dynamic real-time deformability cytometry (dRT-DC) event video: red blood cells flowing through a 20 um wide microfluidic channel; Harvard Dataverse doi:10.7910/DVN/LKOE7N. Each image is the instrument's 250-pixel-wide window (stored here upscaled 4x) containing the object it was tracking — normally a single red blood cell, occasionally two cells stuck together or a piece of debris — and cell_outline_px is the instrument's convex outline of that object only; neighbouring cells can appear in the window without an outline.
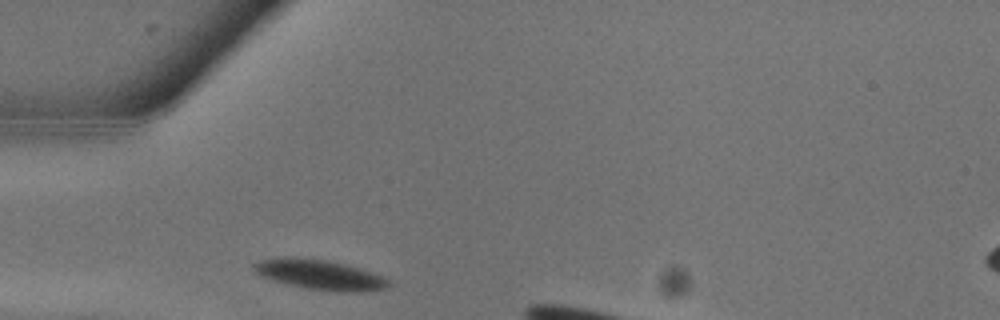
{"species": "common noctule bat (a hibernating species)", "species_latin": "Nyctalus noctula", "temperature_condition": "warm", "stored_images_in_passage": 7, "camera_frame_rate_fps": 3000, "um_per_image_px": 0.085, "animal": {"sex": "male", "body_mass_g": 13.3}, "frame": {"image": 1, "passage_image": 1, "time_ms": 0.0, "image_size_px": [1000, 320], "cell_outline_px": [[392, 284], [388, 288], [368, 292], [352, 292], [304, 288], [288, 284], [260, 276], [256, 272], [252, 264], [260, 260], [288, 256], [292, 256], [324, 260], [344, 264], [372, 272], [384, 276]], "centroid_in_image_um": [27.22, 23.35], "position_along_channel_um": 57.8, "area_um2": 23.47}}
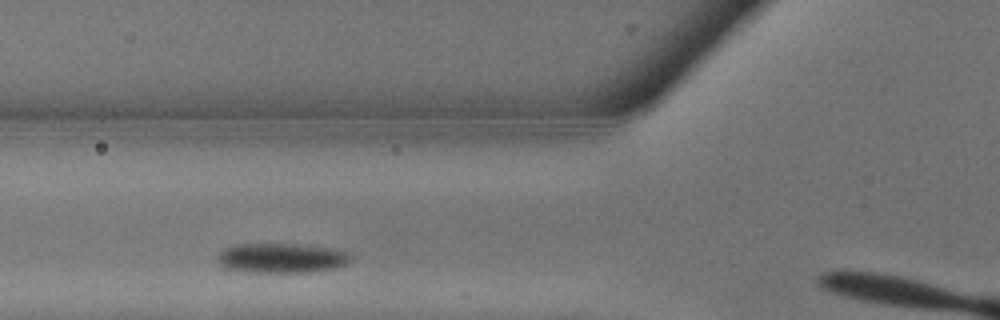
{"frame": {"image": 2, "passage_image": 3, "time_ms": 0.667, "image_size_px": [1000, 320], "cell_outline_px": [[352, 260], [344, 264], [332, 268], [312, 272], [248, 272], [224, 268], [216, 260], [216, 256], [224, 248], [236, 244], [300, 244], [332, 248], [348, 252], [352, 256]], "centroid_in_image_um": [23.9, 21.93], "position_along_channel_um": 101.9, "area_um2": 23.24}}
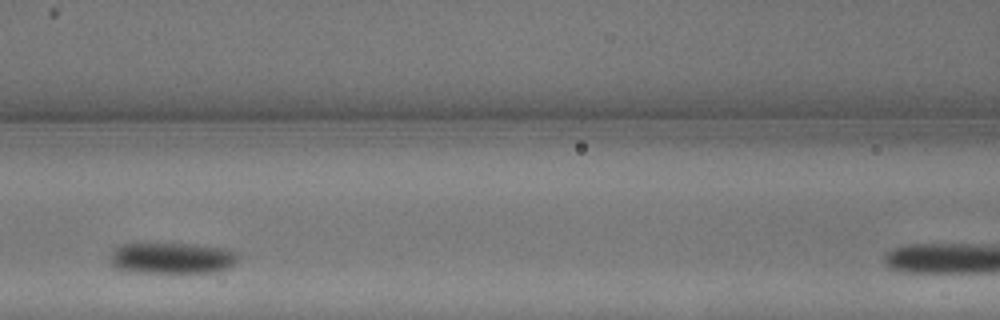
{"frame": {"image": 3, "passage_image": 5, "time_ms": 1.333, "image_size_px": [1000, 320], "cell_outline_px": [[240, 256], [228, 268], [216, 272], [180, 276], [128, 272], [112, 268], [108, 260], [108, 256], [120, 244], [196, 244], [224, 248], [236, 252]], "centroid_in_image_um": [14.57, 22.01], "position_along_channel_um": 152.0, "area_um2": 24.74}}